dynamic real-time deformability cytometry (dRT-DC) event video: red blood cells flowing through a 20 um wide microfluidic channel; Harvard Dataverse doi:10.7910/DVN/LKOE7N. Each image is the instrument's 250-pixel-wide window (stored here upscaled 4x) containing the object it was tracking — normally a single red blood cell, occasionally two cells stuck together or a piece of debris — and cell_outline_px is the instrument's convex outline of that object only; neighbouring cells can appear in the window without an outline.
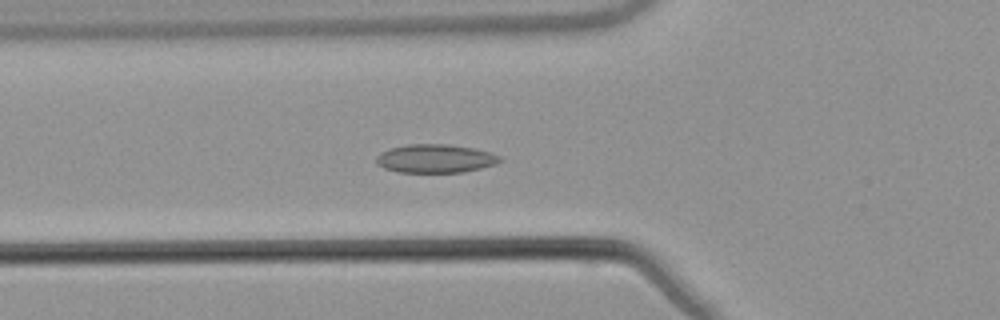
{"species": "common noctule bat (a hibernating species)", "species_latin": "Nyctalus noctula", "temperature_condition": "warm", "stored_images_in_passage": 54, "camera_frame_rate_fps": 3000, "um_per_image_px": 0.085, "animal": {"sex": "male", "body_mass_g": 21.5, "forearm_length_mm": 52.0}, "frame": {"image": 1, "passage_image": 20, "time_ms": 6.333, "image_size_px": [1000, 320], "cell_outline_px": [[504, 160], [496, 164], [464, 172], [396, 172], [384, 168], [376, 164], [376, 156], [380, 152], [388, 148], [408, 144], [448, 144], [472, 148], [492, 152], [500, 156]], "centroid_in_image_um": [36.99, 13.47], "position_along_channel_um": 88.8, "area_um2": 20.75}}
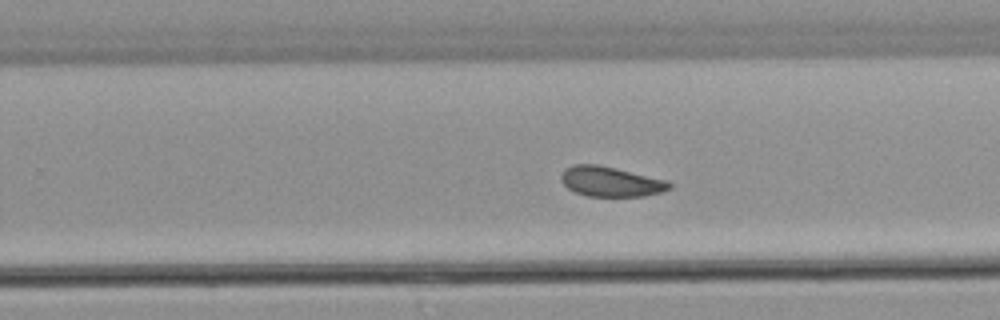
{"frame": {"image": 2, "passage_image": 35, "time_ms": 11.333, "image_size_px": [1000, 320], "cell_outline_px": [[672, 188], [664, 192], [644, 196], [588, 196], [576, 192], [568, 188], [560, 180], [560, 176], [564, 168], [572, 164], [596, 164], [616, 168], [668, 180], [672, 184]], "centroid_in_image_um": [51.93, 15.43], "position_along_channel_um": 277.9, "area_um2": 19.13}}
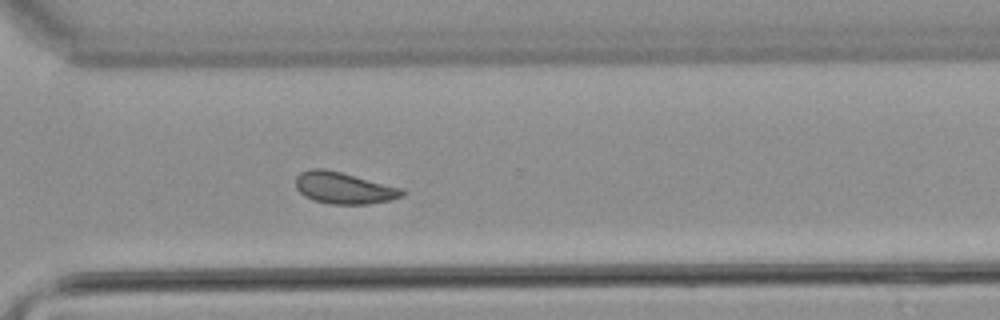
{"frame": {"image": 3, "passage_image": 40, "time_ms": 13.0, "image_size_px": [1000, 320], "cell_outline_px": [[404, 196], [392, 200], [368, 204], [332, 204], [312, 200], [304, 196], [296, 188], [296, 176], [300, 172], [312, 168], [324, 168], [404, 188]], "centroid_in_image_um": [29.24, 15.98], "position_along_channel_um": 341.4, "area_um2": 19.77}, "authors_computed_cell_mechanics": {"area_um2": 19.7965, "velocity_mm_per_s": 3.7832, "shape_relaxation_time_tau1_ms": 9.0522, "shape_relaxation_time_tau2_ms": 8.9083, "deformation_change_tau1": 0.1087, "deformation_change_tau2": 0.1295}}